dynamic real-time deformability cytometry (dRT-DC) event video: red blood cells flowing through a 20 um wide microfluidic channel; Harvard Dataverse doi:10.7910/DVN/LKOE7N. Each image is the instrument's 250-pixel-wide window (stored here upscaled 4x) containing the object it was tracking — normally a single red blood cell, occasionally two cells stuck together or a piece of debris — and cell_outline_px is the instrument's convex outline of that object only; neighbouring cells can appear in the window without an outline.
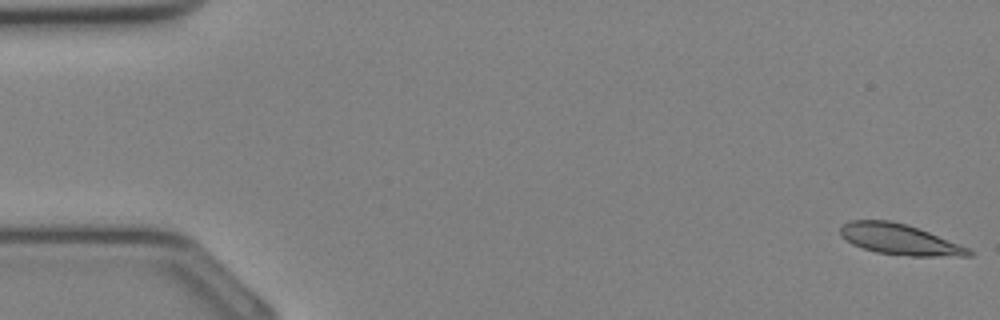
{"species": "Egyptian fruit bat (a non-hibernating species)", "species_latin": "Rousettus aegyptiacus", "temperature_condition": "cold", "stored_images_in_passage": 15, "camera_frame_rate_fps": 3000, "um_per_image_px": 0.085, "animal": {"sex": "female"}, "frame": {"image": 1, "passage_image": 1, "time_ms": 0.0, "image_size_px": [1000, 320], "cell_outline_px": [[972, 256], [912, 256], [876, 252], [852, 244], [840, 236], [840, 228], [848, 220], [888, 220], [904, 224], [928, 232], [968, 248], [972, 252]], "centroid_in_image_um": [76.41, 20.35], "position_along_channel_um": 8.6, "area_um2": 22.54}}
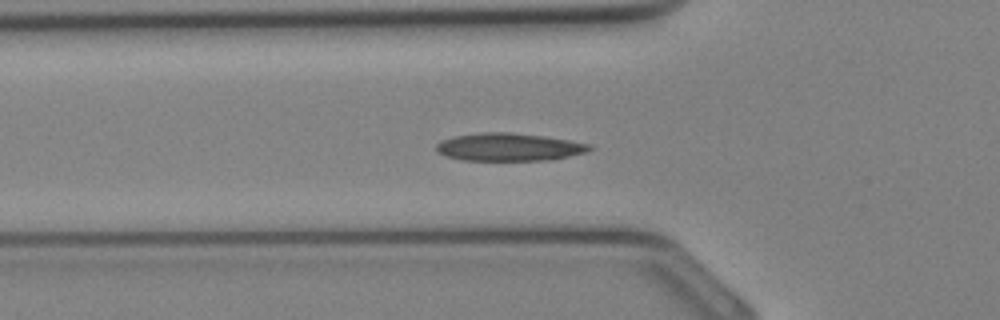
{"frame": {"image": 2, "passage_image": 12, "time_ms": 3.667, "image_size_px": [1000, 320], "cell_outline_px": [[596, 148], [588, 152], [552, 160], [464, 160], [448, 156], [436, 152], [436, 144], [440, 140], [452, 136], [480, 132], [508, 132], [544, 136], [592, 144]], "centroid_in_image_um": [43.29, 12.49], "position_along_channel_um": 82.5, "area_um2": 25.09}}
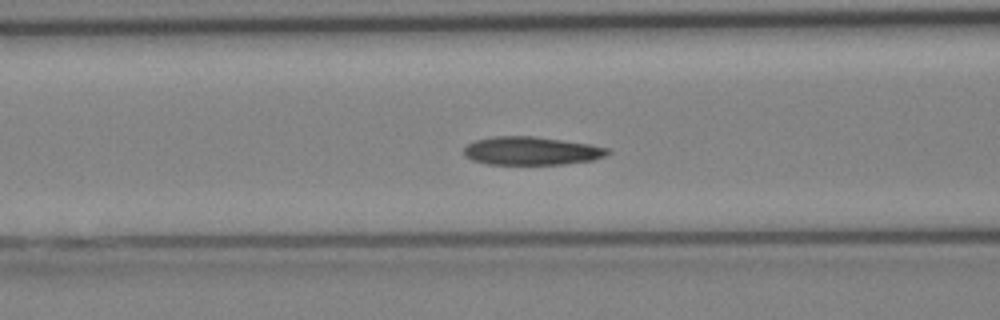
{"frame": {"image": 3, "passage_image": 14, "time_ms": 4.333, "image_size_px": [1000, 320], "cell_outline_px": [[612, 152], [604, 156], [592, 160], [564, 164], [488, 164], [472, 160], [464, 156], [464, 148], [468, 144], [476, 140], [492, 136], [536, 136], [592, 144], [608, 148]], "centroid_in_image_um": [45.18, 12.81], "position_along_channel_um": 121.4, "area_um2": 23.81}}